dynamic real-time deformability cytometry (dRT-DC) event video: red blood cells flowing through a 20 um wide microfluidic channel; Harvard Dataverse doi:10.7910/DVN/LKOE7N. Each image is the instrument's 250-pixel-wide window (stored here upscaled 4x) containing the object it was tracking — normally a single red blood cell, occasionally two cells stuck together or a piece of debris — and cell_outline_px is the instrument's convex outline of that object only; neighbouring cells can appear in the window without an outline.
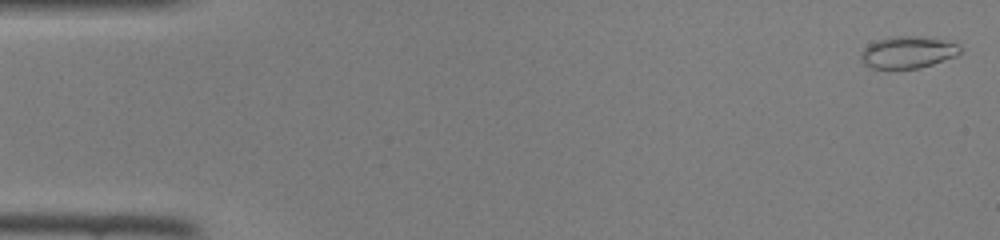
{"species": "common noctule bat (a hibernating species)", "species_latin": "Nyctalus noctula", "temperature_condition": "room temperature", "stored_images_in_passage": 46, "camera_frame_rate_fps": 3000, "um_per_image_px": 0.085, "animal": {"sex": "female", "body_mass_g": 22.0, "forearm_length_mm": 56.7}, "frame": {"image": 1, "passage_image": 1, "time_ms": 0.0, "image_size_px": [1000, 240], "cell_outline_px": [[960, 52], [956, 56], [920, 68], [872, 68], [864, 64], [860, 60], [860, 52], [868, 44], [876, 40], [888, 36], [920, 36], [940, 40], [956, 44], [960, 48]], "centroid_in_image_um": [77.09, 4.44], "position_along_channel_um": 7.9, "area_um2": 18.38}}
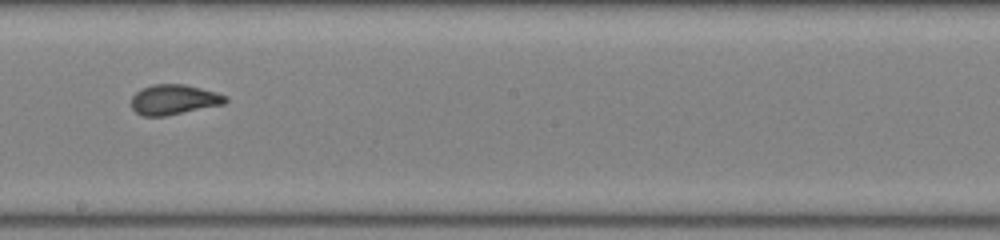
{"frame": {"image": 2, "passage_image": 26, "time_ms": 8.333, "image_size_px": [1000, 240], "cell_outline_px": [[228, 100], [224, 104], [164, 116], [144, 116], [136, 112], [132, 108], [132, 96], [136, 92], [152, 84], [184, 84], [216, 92], [228, 96]], "centroid_in_image_um": [14.79, 8.46], "position_along_channel_um": 233.4, "area_um2": 16.36}}
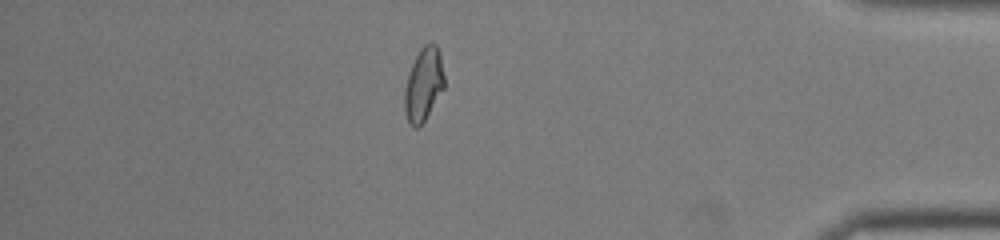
{"frame": {"image": 3, "passage_image": 40, "time_ms": 13.0, "image_size_px": [1000, 240], "cell_outline_px": [[444, 88], [424, 120], [416, 128], [412, 128], [408, 120], [404, 108], [404, 88], [412, 64], [420, 48], [424, 44], [432, 40], [436, 44], [440, 52], [444, 76]], "centroid_in_image_um": [36.0, 7.12], "position_along_channel_um": 399.2, "area_um2": 16.94}}